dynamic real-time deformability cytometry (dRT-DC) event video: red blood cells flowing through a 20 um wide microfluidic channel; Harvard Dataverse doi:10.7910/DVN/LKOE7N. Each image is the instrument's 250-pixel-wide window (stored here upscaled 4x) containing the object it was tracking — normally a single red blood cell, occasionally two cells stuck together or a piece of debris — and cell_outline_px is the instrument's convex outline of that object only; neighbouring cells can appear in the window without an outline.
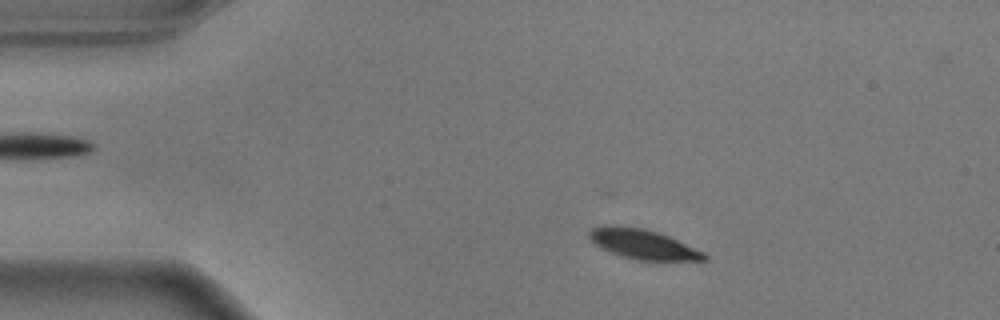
{"species": "common noctule bat (a hibernating species)", "species_latin": "Nyctalus noctula", "temperature_condition": "warm", "stored_images_in_passage": 42, "camera_frame_rate_fps": 3000, "um_per_image_px": 0.085, "animal": {"sex": "male", "body_mass_g": 17.9}, "frame": {"image": 1, "passage_image": 7, "time_ms": 2.0, "image_size_px": [1000, 320], "cell_outline_px": [[708, 260], [636, 260], [612, 252], [596, 244], [588, 236], [588, 232], [592, 228], [604, 224], [608, 224], [644, 228], [668, 236], [704, 252], [708, 256]], "centroid_in_image_um": [54.65, 20.74], "position_along_channel_um": 30.4, "area_um2": 19.65}}
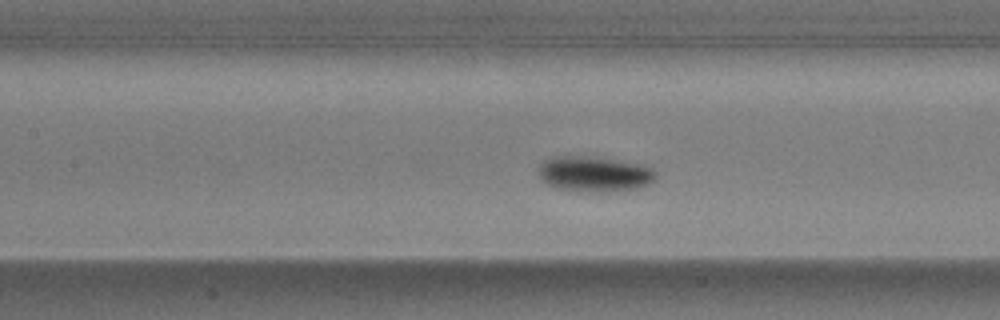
{"frame": {"image": 2, "passage_image": 22, "time_ms": 7.0, "image_size_px": [1000, 320], "cell_outline_px": [[656, 176], [648, 184], [636, 188], [608, 192], [576, 192], [556, 188], [548, 184], [540, 176], [540, 164], [544, 160], [556, 156], [584, 156], [644, 164], [652, 168], [656, 172]], "centroid_in_image_um": [50.52, 14.8], "position_along_channel_um": 156.9, "area_um2": 24.16}}
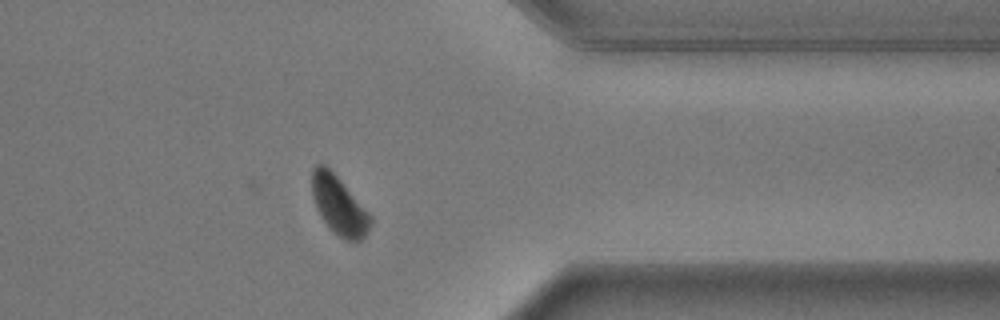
{"frame": {"image": 3, "passage_image": 42, "time_ms": 13.667, "image_size_px": [1000, 320], "cell_outline_px": [[372, 224], [364, 236], [360, 240], [344, 240], [320, 216], [316, 208], [312, 196], [312, 168], [316, 164], [324, 164], [340, 180], [372, 216]], "centroid_in_image_um": [28.8, 17.44], "position_along_channel_um": 382.6, "area_um2": 19.48}, "authors_computed_cell_mechanics": {"area_um2": 22.6287, "velocity_mm_per_s": 3.5615, "shape_relaxation_time_tau1_ms": 2.0924, "shape_relaxation_time_tau2_ms": null, "deformation_change_tau1": 0.1387, "deformation_change_tau2": null}}